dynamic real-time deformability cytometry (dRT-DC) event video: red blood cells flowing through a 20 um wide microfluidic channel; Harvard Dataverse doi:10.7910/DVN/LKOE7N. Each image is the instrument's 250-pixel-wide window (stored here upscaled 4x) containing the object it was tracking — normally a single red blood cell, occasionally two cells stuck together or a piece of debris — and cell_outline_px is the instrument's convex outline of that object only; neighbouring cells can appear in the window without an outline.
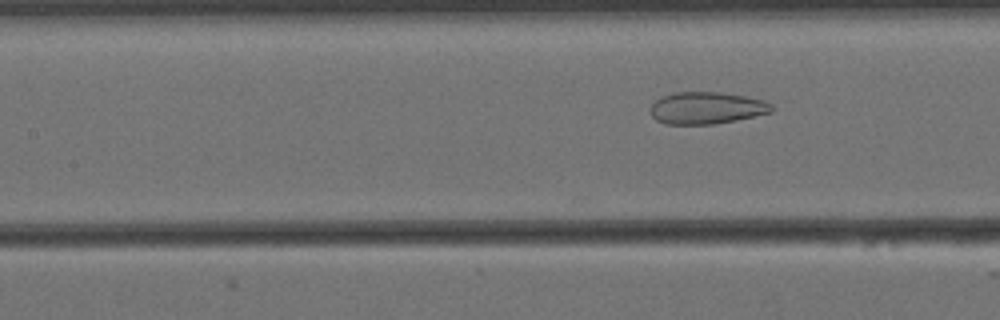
{"species": "Egyptian fruit bat (a non-hibernating species)", "species_latin": "Rousettus aegyptiacus", "temperature_condition": "cold", "stored_images_in_passage": 16, "camera_frame_rate_fps": 3000, "um_per_image_px": 0.085, "animal": {"sex": "female"}, "frame": {"image": 1, "passage_image": 16, "time_ms": 5.0, "image_size_px": [1000, 320], "cell_outline_px": [[772, 112], [736, 120], [712, 124], [664, 124], [656, 120], [652, 116], [648, 108], [660, 96], [676, 92], [720, 92], [744, 96], [764, 100], [772, 104]], "centroid_in_image_um": [60.02, 9.17], "position_along_channel_um": 147.4, "area_um2": 22.72}}